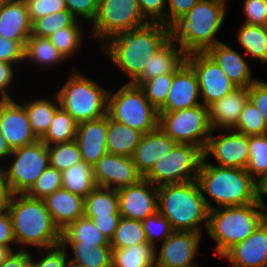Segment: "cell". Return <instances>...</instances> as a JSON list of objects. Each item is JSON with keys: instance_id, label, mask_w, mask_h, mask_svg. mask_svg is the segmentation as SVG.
Returning a JSON list of instances; mask_svg holds the SVG:
<instances>
[{"instance_id": "obj_7", "label": "cell", "mask_w": 267, "mask_h": 267, "mask_svg": "<svg viewBox=\"0 0 267 267\" xmlns=\"http://www.w3.org/2000/svg\"><path fill=\"white\" fill-rule=\"evenodd\" d=\"M109 91L74 68L55 94L59 106L79 124L107 115Z\"/></svg>"}, {"instance_id": "obj_42", "label": "cell", "mask_w": 267, "mask_h": 267, "mask_svg": "<svg viewBox=\"0 0 267 267\" xmlns=\"http://www.w3.org/2000/svg\"><path fill=\"white\" fill-rule=\"evenodd\" d=\"M78 22L71 27L61 28L49 37L51 43L66 60L79 51L83 42L82 28Z\"/></svg>"}, {"instance_id": "obj_63", "label": "cell", "mask_w": 267, "mask_h": 267, "mask_svg": "<svg viewBox=\"0 0 267 267\" xmlns=\"http://www.w3.org/2000/svg\"><path fill=\"white\" fill-rule=\"evenodd\" d=\"M213 1L217 2V3H220V4H223L225 7H227V4H226L227 0H213Z\"/></svg>"}, {"instance_id": "obj_38", "label": "cell", "mask_w": 267, "mask_h": 267, "mask_svg": "<svg viewBox=\"0 0 267 267\" xmlns=\"http://www.w3.org/2000/svg\"><path fill=\"white\" fill-rule=\"evenodd\" d=\"M148 243L142 222L121 217L113 237L110 240L112 249H122L137 244Z\"/></svg>"}, {"instance_id": "obj_51", "label": "cell", "mask_w": 267, "mask_h": 267, "mask_svg": "<svg viewBox=\"0 0 267 267\" xmlns=\"http://www.w3.org/2000/svg\"><path fill=\"white\" fill-rule=\"evenodd\" d=\"M24 49L21 42L0 36V61L17 65L24 61Z\"/></svg>"}, {"instance_id": "obj_46", "label": "cell", "mask_w": 267, "mask_h": 267, "mask_svg": "<svg viewBox=\"0 0 267 267\" xmlns=\"http://www.w3.org/2000/svg\"><path fill=\"white\" fill-rule=\"evenodd\" d=\"M141 222L147 241L154 248H157L156 241L159 240V242L162 241L163 243L174 232L170 222L158 211Z\"/></svg>"}, {"instance_id": "obj_34", "label": "cell", "mask_w": 267, "mask_h": 267, "mask_svg": "<svg viewBox=\"0 0 267 267\" xmlns=\"http://www.w3.org/2000/svg\"><path fill=\"white\" fill-rule=\"evenodd\" d=\"M62 189L85 198L97 185L93 177V166L83 160L61 172Z\"/></svg>"}, {"instance_id": "obj_16", "label": "cell", "mask_w": 267, "mask_h": 267, "mask_svg": "<svg viewBox=\"0 0 267 267\" xmlns=\"http://www.w3.org/2000/svg\"><path fill=\"white\" fill-rule=\"evenodd\" d=\"M93 177L97 186L115 190L135 184L143 178L132 157L109 153L93 165Z\"/></svg>"}, {"instance_id": "obj_47", "label": "cell", "mask_w": 267, "mask_h": 267, "mask_svg": "<svg viewBox=\"0 0 267 267\" xmlns=\"http://www.w3.org/2000/svg\"><path fill=\"white\" fill-rule=\"evenodd\" d=\"M30 21L67 10L65 0H25Z\"/></svg>"}, {"instance_id": "obj_13", "label": "cell", "mask_w": 267, "mask_h": 267, "mask_svg": "<svg viewBox=\"0 0 267 267\" xmlns=\"http://www.w3.org/2000/svg\"><path fill=\"white\" fill-rule=\"evenodd\" d=\"M186 62L197 75L200 96L202 97L201 103L204 106H210L238 88L206 52L188 54L186 55Z\"/></svg>"}, {"instance_id": "obj_20", "label": "cell", "mask_w": 267, "mask_h": 267, "mask_svg": "<svg viewBox=\"0 0 267 267\" xmlns=\"http://www.w3.org/2000/svg\"><path fill=\"white\" fill-rule=\"evenodd\" d=\"M233 267H267V218L245 240L222 257Z\"/></svg>"}, {"instance_id": "obj_8", "label": "cell", "mask_w": 267, "mask_h": 267, "mask_svg": "<svg viewBox=\"0 0 267 267\" xmlns=\"http://www.w3.org/2000/svg\"><path fill=\"white\" fill-rule=\"evenodd\" d=\"M107 115L143 134L156 129L159 122L158 110L149 102L143 90L128 82L115 93L109 91Z\"/></svg>"}, {"instance_id": "obj_54", "label": "cell", "mask_w": 267, "mask_h": 267, "mask_svg": "<svg viewBox=\"0 0 267 267\" xmlns=\"http://www.w3.org/2000/svg\"><path fill=\"white\" fill-rule=\"evenodd\" d=\"M248 95L267 123V83L256 80L248 87Z\"/></svg>"}, {"instance_id": "obj_1", "label": "cell", "mask_w": 267, "mask_h": 267, "mask_svg": "<svg viewBox=\"0 0 267 267\" xmlns=\"http://www.w3.org/2000/svg\"><path fill=\"white\" fill-rule=\"evenodd\" d=\"M171 38L170 27L149 22L135 29L118 31L101 47L108 59L130 78L128 83H132Z\"/></svg>"}, {"instance_id": "obj_24", "label": "cell", "mask_w": 267, "mask_h": 267, "mask_svg": "<svg viewBox=\"0 0 267 267\" xmlns=\"http://www.w3.org/2000/svg\"><path fill=\"white\" fill-rule=\"evenodd\" d=\"M206 53L215 61L238 88H248L257 79L251 76L246 60L233 48L220 41L209 48Z\"/></svg>"}, {"instance_id": "obj_60", "label": "cell", "mask_w": 267, "mask_h": 267, "mask_svg": "<svg viewBox=\"0 0 267 267\" xmlns=\"http://www.w3.org/2000/svg\"><path fill=\"white\" fill-rule=\"evenodd\" d=\"M11 153H12L11 148L7 144L5 138L0 133V159L8 158L11 155Z\"/></svg>"}, {"instance_id": "obj_25", "label": "cell", "mask_w": 267, "mask_h": 267, "mask_svg": "<svg viewBox=\"0 0 267 267\" xmlns=\"http://www.w3.org/2000/svg\"><path fill=\"white\" fill-rule=\"evenodd\" d=\"M249 100L248 88H237L231 94L208 106L209 122L212 130L233 129Z\"/></svg>"}, {"instance_id": "obj_33", "label": "cell", "mask_w": 267, "mask_h": 267, "mask_svg": "<svg viewBox=\"0 0 267 267\" xmlns=\"http://www.w3.org/2000/svg\"><path fill=\"white\" fill-rule=\"evenodd\" d=\"M61 245L65 249L70 246L74 258L71 257L68 260L80 267H112V248L110 245Z\"/></svg>"}, {"instance_id": "obj_59", "label": "cell", "mask_w": 267, "mask_h": 267, "mask_svg": "<svg viewBox=\"0 0 267 267\" xmlns=\"http://www.w3.org/2000/svg\"><path fill=\"white\" fill-rule=\"evenodd\" d=\"M11 195L12 194L5 180L3 169L0 166V213L7 210Z\"/></svg>"}, {"instance_id": "obj_52", "label": "cell", "mask_w": 267, "mask_h": 267, "mask_svg": "<svg viewBox=\"0 0 267 267\" xmlns=\"http://www.w3.org/2000/svg\"><path fill=\"white\" fill-rule=\"evenodd\" d=\"M67 10L77 19L93 21L98 11L99 0H65Z\"/></svg>"}, {"instance_id": "obj_56", "label": "cell", "mask_w": 267, "mask_h": 267, "mask_svg": "<svg viewBox=\"0 0 267 267\" xmlns=\"http://www.w3.org/2000/svg\"><path fill=\"white\" fill-rule=\"evenodd\" d=\"M16 245L13 234L12 220L9 212L6 210L0 213V246L10 247Z\"/></svg>"}, {"instance_id": "obj_37", "label": "cell", "mask_w": 267, "mask_h": 267, "mask_svg": "<svg viewBox=\"0 0 267 267\" xmlns=\"http://www.w3.org/2000/svg\"><path fill=\"white\" fill-rule=\"evenodd\" d=\"M78 123L62 108H59L52 119L49 130L40 139L47 146L55 143L75 140Z\"/></svg>"}, {"instance_id": "obj_28", "label": "cell", "mask_w": 267, "mask_h": 267, "mask_svg": "<svg viewBox=\"0 0 267 267\" xmlns=\"http://www.w3.org/2000/svg\"><path fill=\"white\" fill-rule=\"evenodd\" d=\"M142 135L143 133L139 130L118 123L108 116L107 153L132 157Z\"/></svg>"}, {"instance_id": "obj_14", "label": "cell", "mask_w": 267, "mask_h": 267, "mask_svg": "<svg viewBox=\"0 0 267 267\" xmlns=\"http://www.w3.org/2000/svg\"><path fill=\"white\" fill-rule=\"evenodd\" d=\"M214 131L212 130L203 150L204 158L207 159L212 154L218 163L217 166L246 169L249 161V136L226 129V133L217 137Z\"/></svg>"}, {"instance_id": "obj_4", "label": "cell", "mask_w": 267, "mask_h": 267, "mask_svg": "<svg viewBox=\"0 0 267 267\" xmlns=\"http://www.w3.org/2000/svg\"><path fill=\"white\" fill-rule=\"evenodd\" d=\"M197 182L218 208L259 202V183L244 168L221 167L203 158Z\"/></svg>"}, {"instance_id": "obj_35", "label": "cell", "mask_w": 267, "mask_h": 267, "mask_svg": "<svg viewBox=\"0 0 267 267\" xmlns=\"http://www.w3.org/2000/svg\"><path fill=\"white\" fill-rule=\"evenodd\" d=\"M155 249L149 243L112 249V267H155Z\"/></svg>"}, {"instance_id": "obj_3", "label": "cell", "mask_w": 267, "mask_h": 267, "mask_svg": "<svg viewBox=\"0 0 267 267\" xmlns=\"http://www.w3.org/2000/svg\"><path fill=\"white\" fill-rule=\"evenodd\" d=\"M202 194L197 180L158 187V212L169 222L174 231L201 232L206 230L209 210L215 209Z\"/></svg>"}, {"instance_id": "obj_53", "label": "cell", "mask_w": 267, "mask_h": 267, "mask_svg": "<svg viewBox=\"0 0 267 267\" xmlns=\"http://www.w3.org/2000/svg\"><path fill=\"white\" fill-rule=\"evenodd\" d=\"M166 26L172 28L199 0H166Z\"/></svg>"}, {"instance_id": "obj_18", "label": "cell", "mask_w": 267, "mask_h": 267, "mask_svg": "<svg viewBox=\"0 0 267 267\" xmlns=\"http://www.w3.org/2000/svg\"><path fill=\"white\" fill-rule=\"evenodd\" d=\"M201 238V233L174 231L161 244L159 252L155 249V267H182L192 264Z\"/></svg>"}, {"instance_id": "obj_6", "label": "cell", "mask_w": 267, "mask_h": 267, "mask_svg": "<svg viewBox=\"0 0 267 267\" xmlns=\"http://www.w3.org/2000/svg\"><path fill=\"white\" fill-rule=\"evenodd\" d=\"M267 218L261 202L209 210L207 232L216 242L214 251L221 258L231 247L248 238Z\"/></svg>"}, {"instance_id": "obj_23", "label": "cell", "mask_w": 267, "mask_h": 267, "mask_svg": "<svg viewBox=\"0 0 267 267\" xmlns=\"http://www.w3.org/2000/svg\"><path fill=\"white\" fill-rule=\"evenodd\" d=\"M175 144L159 126L143 134L132 156L138 173L144 178L157 160L165 156Z\"/></svg>"}, {"instance_id": "obj_50", "label": "cell", "mask_w": 267, "mask_h": 267, "mask_svg": "<svg viewBox=\"0 0 267 267\" xmlns=\"http://www.w3.org/2000/svg\"><path fill=\"white\" fill-rule=\"evenodd\" d=\"M143 16L149 22H161L166 26V0H137Z\"/></svg>"}, {"instance_id": "obj_30", "label": "cell", "mask_w": 267, "mask_h": 267, "mask_svg": "<svg viewBox=\"0 0 267 267\" xmlns=\"http://www.w3.org/2000/svg\"><path fill=\"white\" fill-rule=\"evenodd\" d=\"M54 99L56 101L53 102L49 98L32 101L24 100L23 106L27 112L32 132L38 139H41L49 130L53 116L60 108L56 95H54Z\"/></svg>"}, {"instance_id": "obj_11", "label": "cell", "mask_w": 267, "mask_h": 267, "mask_svg": "<svg viewBox=\"0 0 267 267\" xmlns=\"http://www.w3.org/2000/svg\"><path fill=\"white\" fill-rule=\"evenodd\" d=\"M8 169L2 167L11 194H25L49 166L47 145L36 142L12 150ZM14 160V161H13Z\"/></svg>"}, {"instance_id": "obj_55", "label": "cell", "mask_w": 267, "mask_h": 267, "mask_svg": "<svg viewBox=\"0 0 267 267\" xmlns=\"http://www.w3.org/2000/svg\"><path fill=\"white\" fill-rule=\"evenodd\" d=\"M90 218L100 232L107 237L110 241L113 237L115 230L118 226L121 215H109V216H85Z\"/></svg>"}, {"instance_id": "obj_10", "label": "cell", "mask_w": 267, "mask_h": 267, "mask_svg": "<svg viewBox=\"0 0 267 267\" xmlns=\"http://www.w3.org/2000/svg\"><path fill=\"white\" fill-rule=\"evenodd\" d=\"M160 129L175 143L206 147L212 132L208 107L203 104L173 112H158Z\"/></svg>"}, {"instance_id": "obj_21", "label": "cell", "mask_w": 267, "mask_h": 267, "mask_svg": "<svg viewBox=\"0 0 267 267\" xmlns=\"http://www.w3.org/2000/svg\"><path fill=\"white\" fill-rule=\"evenodd\" d=\"M32 22L25 0H0V36L24 46L31 36Z\"/></svg>"}, {"instance_id": "obj_32", "label": "cell", "mask_w": 267, "mask_h": 267, "mask_svg": "<svg viewBox=\"0 0 267 267\" xmlns=\"http://www.w3.org/2000/svg\"><path fill=\"white\" fill-rule=\"evenodd\" d=\"M120 215L117 190L96 186L84 198V216Z\"/></svg>"}, {"instance_id": "obj_2", "label": "cell", "mask_w": 267, "mask_h": 267, "mask_svg": "<svg viewBox=\"0 0 267 267\" xmlns=\"http://www.w3.org/2000/svg\"><path fill=\"white\" fill-rule=\"evenodd\" d=\"M7 211L12 220L16 245L42 249L61 243V231L54 224L43 199H35L26 194H12ZM24 245H26L24 247Z\"/></svg>"}, {"instance_id": "obj_57", "label": "cell", "mask_w": 267, "mask_h": 267, "mask_svg": "<svg viewBox=\"0 0 267 267\" xmlns=\"http://www.w3.org/2000/svg\"><path fill=\"white\" fill-rule=\"evenodd\" d=\"M13 66L14 64L0 61V100L13 99L7 91L16 76Z\"/></svg>"}, {"instance_id": "obj_31", "label": "cell", "mask_w": 267, "mask_h": 267, "mask_svg": "<svg viewBox=\"0 0 267 267\" xmlns=\"http://www.w3.org/2000/svg\"><path fill=\"white\" fill-rule=\"evenodd\" d=\"M236 35L239 45L249 57L267 63V26L242 23Z\"/></svg>"}, {"instance_id": "obj_45", "label": "cell", "mask_w": 267, "mask_h": 267, "mask_svg": "<svg viewBox=\"0 0 267 267\" xmlns=\"http://www.w3.org/2000/svg\"><path fill=\"white\" fill-rule=\"evenodd\" d=\"M61 188V172L49 165L25 194L31 198L44 200Z\"/></svg>"}, {"instance_id": "obj_41", "label": "cell", "mask_w": 267, "mask_h": 267, "mask_svg": "<svg viewBox=\"0 0 267 267\" xmlns=\"http://www.w3.org/2000/svg\"><path fill=\"white\" fill-rule=\"evenodd\" d=\"M77 21L69 10L49 14L32 22L31 35L49 38L61 28L71 27Z\"/></svg>"}, {"instance_id": "obj_17", "label": "cell", "mask_w": 267, "mask_h": 267, "mask_svg": "<svg viewBox=\"0 0 267 267\" xmlns=\"http://www.w3.org/2000/svg\"><path fill=\"white\" fill-rule=\"evenodd\" d=\"M21 104L14 99L0 100V133L11 150L38 140L32 132L25 107Z\"/></svg>"}, {"instance_id": "obj_19", "label": "cell", "mask_w": 267, "mask_h": 267, "mask_svg": "<svg viewBox=\"0 0 267 267\" xmlns=\"http://www.w3.org/2000/svg\"><path fill=\"white\" fill-rule=\"evenodd\" d=\"M198 78L185 61L175 72L165 104L158 112H173L201 105Z\"/></svg>"}, {"instance_id": "obj_5", "label": "cell", "mask_w": 267, "mask_h": 267, "mask_svg": "<svg viewBox=\"0 0 267 267\" xmlns=\"http://www.w3.org/2000/svg\"><path fill=\"white\" fill-rule=\"evenodd\" d=\"M227 7L213 0H199L171 28V37L186 55L206 52L220 41L216 34L223 25Z\"/></svg>"}, {"instance_id": "obj_44", "label": "cell", "mask_w": 267, "mask_h": 267, "mask_svg": "<svg viewBox=\"0 0 267 267\" xmlns=\"http://www.w3.org/2000/svg\"><path fill=\"white\" fill-rule=\"evenodd\" d=\"M245 135H262L267 133V123L261 112L248 100L236 126L232 129Z\"/></svg>"}, {"instance_id": "obj_40", "label": "cell", "mask_w": 267, "mask_h": 267, "mask_svg": "<svg viewBox=\"0 0 267 267\" xmlns=\"http://www.w3.org/2000/svg\"><path fill=\"white\" fill-rule=\"evenodd\" d=\"M49 165L63 172L82 161V156L75 140L48 145Z\"/></svg>"}, {"instance_id": "obj_61", "label": "cell", "mask_w": 267, "mask_h": 267, "mask_svg": "<svg viewBox=\"0 0 267 267\" xmlns=\"http://www.w3.org/2000/svg\"><path fill=\"white\" fill-rule=\"evenodd\" d=\"M264 196H267V177L259 184V201L267 212V206L263 200Z\"/></svg>"}, {"instance_id": "obj_39", "label": "cell", "mask_w": 267, "mask_h": 267, "mask_svg": "<svg viewBox=\"0 0 267 267\" xmlns=\"http://www.w3.org/2000/svg\"><path fill=\"white\" fill-rule=\"evenodd\" d=\"M247 172L260 184L267 177V133L249 136Z\"/></svg>"}, {"instance_id": "obj_15", "label": "cell", "mask_w": 267, "mask_h": 267, "mask_svg": "<svg viewBox=\"0 0 267 267\" xmlns=\"http://www.w3.org/2000/svg\"><path fill=\"white\" fill-rule=\"evenodd\" d=\"M117 193L121 217L143 221L158 211V187L145 178Z\"/></svg>"}, {"instance_id": "obj_65", "label": "cell", "mask_w": 267, "mask_h": 267, "mask_svg": "<svg viewBox=\"0 0 267 267\" xmlns=\"http://www.w3.org/2000/svg\"><path fill=\"white\" fill-rule=\"evenodd\" d=\"M182 267H199V266H196V265H194V263H192V264L185 265V266H182Z\"/></svg>"}, {"instance_id": "obj_12", "label": "cell", "mask_w": 267, "mask_h": 267, "mask_svg": "<svg viewBox=\"0 0 267 267\" xmlns=\"http://www.w3.org/2000/svg\"><path fill=\"white\" fill-rule=\"evenodd\" d=\"M92 23L90 37L100 39L103 44L118 31L135 29L149 21L143 16L137 0H99Z\"/></svg>"}, {"instance_id": "obj_64", "label": "cell", "mask_w": 267, "mask_h": 267, "mask_svg": "<svg viewBox=\"0 0 267 267\" xmlns=\"http://www.w3.org/2000/svg\"><path fill=\"white\" fill-rule=\"evenodd\" d=\"M66 267H80V266H78V265H76V264H74V263L68 261Z\"/></svg>"}, {"instance_id": "obj_27", "label": "cell", "mask_w": 267, "mask_h": 267, "mask_svg": "<svg viewBox=\"0 0 267 267\" xmlns=\"http://www.w3.org/2000/svg\"><path fill=\"white\" fill-rule=\"evenodd\" d=\"M186 61V54L171 38L145 65L143 72L132 82L139 86L143 81L161 74L174 73Z\"/></svg>"}, {"instance_id": "obj_36", "label": "cell", "mask_w": 267, "mask_h": 267, "mask_svg": "<svg viewBox=\"0 0 267 267\" xmlns=\"http://www.w3.org/2000/svg\"><path fill=\"white\" fill-rule=\"evenodd\" d=\"M29 60L39 66L48 67L66 59L54 47L49 38L30 36L25 44L24 61Z\"/></svg>"}, {"instance_id": "obj_49", "label": "cell", "mask_w": 267, "mask_h": 267, "mask_svg": "<svg viewBox=\"0 0 267 267\" xmlns=\"http://www.w3.org/2000/svg\"><path fill=\"white\" fill-rule=\"evenodd\" d=\"M46 254L38 261L32 260L33 256L30 255V262L35 267H66L68 263L67 253L65 247L60 244L46 248Z\"/></svg>"}, {"instance_id": "obj_9", "label": "cell", "mask_w": 267, "mask_h": 267, "mask_svg": "<svg viewBox=\"0 0 267 267\" xmlns=\"http://www.w3.org/2000/svg\"><path fill=\"white\" fill-rule=\"evenodd\" d=\"M203 158L201 147L176 143L144 178L157 187L197 180Z\"/></svg>"}, {"instance_id": "obj_29", "label": "cell", "mask_w": 267, "mask_h": 267, "mask_svg": "<svg viewBox=\"0 0 267 267\" xmlns=\"http://www.w3.org/2000/svg\"><path fill=\"white\" fill-rule=\"evenodd\" d=\"M61 244L81 245H110V241L103 235L90 218L79 217L61 231Z\"/></svg>"}, {"instance_id": "obj_58", "label": "cell", "mask_w": 267, "mask_h": 267, "mask_svg": "<svg viewBox=\"0 0 267 267\" xmlns=\"http://www.w3.org/2000/svg\"><path fill=\"white\" fill-rule=\"evenodd\" d=\"M0 267H35L30 262V252L26 249L19 251H12L9 256L0 264Z\"/></svg>"}, {"instance_id": "obj_22", "label": "cell", "mask_w": 267, "mask_h": 267, "mask_svg": "<svg viewBox=\"0 0 267 267\" xmlns=\"http://www.w3.org/2000/svg\"><path fill=\"white\" fill-rule=\"evenodd\" d=\"M107 129L108 115L78 124L75 141L85 163L93 166L107 153Z\"/></svg>"}, {"instance_id": "obj_48", "label": "cell", "mask_w": 267, "mask_h": 267, "mask_svg": "<svg viewBox=\"0 0 267 267\" xmlns=\"http://www.w3.org/2000/svg\"><path fill=\"white\" fill-rule=\"evenodd\" d=\"M243 23L249 25L267 26V0H244Z\"/></svg>"}, {"instance_id": "obj_26", "label": "cell", "mask_w": 267, "mask_h": 267, "mask_svg": "<svg viewBox=\"0 0 267 267\" xmlns=\"http://www.w3.org/2000/svg\"><path fill=\"white\" fill-rule=\"evenodd\" d=\"M44 201L54 224L60 231L84 216V198L65 189L55 191Z\"/></svg>"}, {"instance_id": "obj_62", "label": "cell", "mask_w": 267, "mask_h": 267, "mask_svg": "<svg viewBox=\"0 0 267 267\" xmlns=\"http://www.w3.org/2000/svg\"><path fill=\"white\" fill-rule=\"evenodd\" d=\"M12 251V247L0 246V264L9 256Z\"/></svg>"}, {"instance_id": "obj_43", "label": "cell", "mask_w": 267, "mask_h": 267, "mask_svg": "<svg viewBox=\"0 0 267 267\" xmlns=\"http://www.w3.org/2000/svg\"><path fill=\"white\" fill-rule=\"evenodd\" d=\"M174 73L161 74L153 79L143 81L139 87L149 102L159 110L166 102Z\"/></svg>"}]
</instances>
